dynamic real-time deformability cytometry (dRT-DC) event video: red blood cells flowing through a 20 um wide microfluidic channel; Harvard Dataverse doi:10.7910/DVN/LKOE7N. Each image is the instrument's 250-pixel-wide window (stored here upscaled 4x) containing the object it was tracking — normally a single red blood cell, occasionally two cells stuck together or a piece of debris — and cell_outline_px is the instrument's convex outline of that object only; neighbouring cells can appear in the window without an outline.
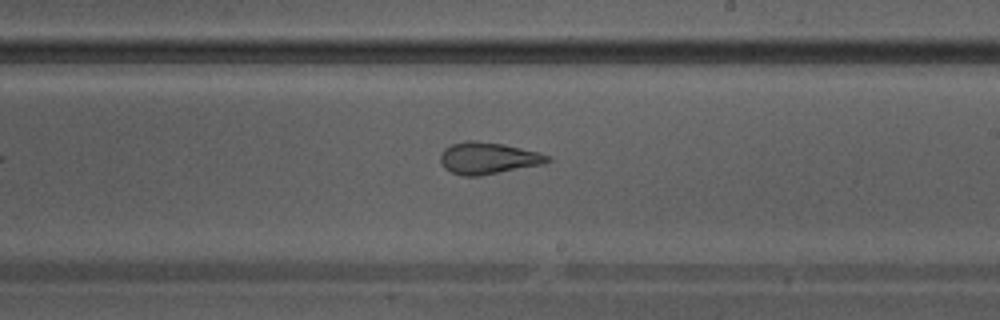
{"species": "Egyptian fruit bat (a non-hibernating species)", "species_latin": "Rousettus aegyptiacus", "temperature_condition": "warm", "stored_images_in_passage": 22, "camera_frame_rate_fps": 3000, "um_per_image_px": 0.085, "animal": {"sex": "male"}, "frame": {"image": 1, "passage_image": 13, "time_ms": 4.0, "image_size_px": [1000, 320], "cell_outline_px": [[552, 160], [540, 164], [480, 176], [464, 176], [452, 172], [444, 168], [440, 160], [440, 156], [444, 148], [452, 144], [468, 140], [476, 140], [504, 144], [552, 156]], "centroid_in_image_um": [41.45, 13.43], "position_along_channel_um": 247.5, "area_um2": 19.65}}